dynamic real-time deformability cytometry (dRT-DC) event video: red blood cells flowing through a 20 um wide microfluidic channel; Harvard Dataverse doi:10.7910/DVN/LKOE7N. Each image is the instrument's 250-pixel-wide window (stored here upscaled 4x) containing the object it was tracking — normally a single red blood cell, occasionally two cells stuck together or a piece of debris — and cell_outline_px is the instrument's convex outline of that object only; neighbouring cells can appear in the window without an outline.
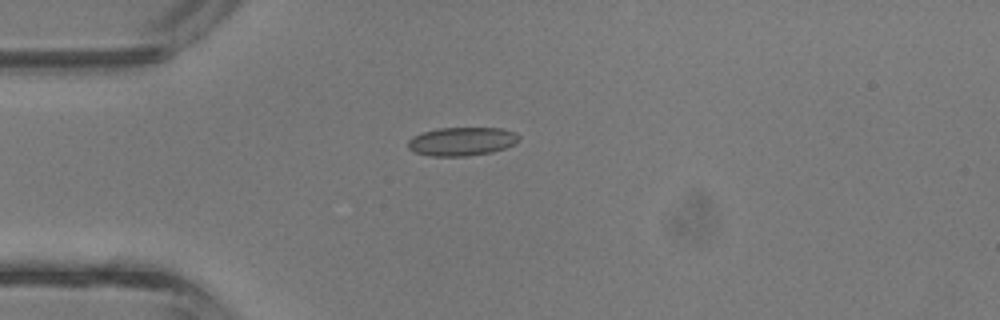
{"species": "common noctule bat (a hibernating species)", "species_latin": "Nyctalus noctula", "temperature_condition": "room temperature", "stored_images_in_passage": 4, "camera_frame_rate_fps": 3000, "um_per_image_px": 0.085, "animal": {"sex": "male", "body_mass_g": 13.3}, "frame": {"image": 1, "passage_image": 4, "time_ms": 1.0, "image_size_px": [1000, 320], "cell_outline_px": [[520, 140], [516, 144], [492, 152], [464, 156], [432, 156], [416, 152], [408, 148], [408, 140], [412, 136], [424, 132], [440, 128], [500, 128], [516, 132], [520, 136]], "centroid_in_image_um": [39.29, 12.01], "position_along_channel_um": 45.7, "area_um2": 18.44}}